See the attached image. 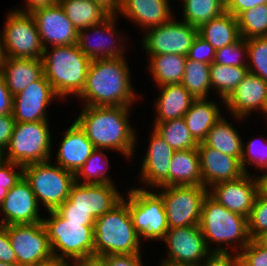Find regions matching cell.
Returning <instances> with one entry per match:
<instances>
[{
	"label": "cell",
	"mask_w": 267,
	"mask_h": 266,
	"mask_svg": "<svg viewBox=\"0 0 267 266\" xmlns=\"http://www.w3.org/2000/svg\"><path fill=\"white\" fill-rule=\"evenodd\" d=\"M129 107L84 105L75 121L96 149H115L130 159L137 135L129 124Z\"/></svg>",
	"instance_id": "1"
},
{
	"label": "cell",
	"mask_w": 267,
	"mask_h": 266,
	"mask_svg": "<svg viewBox=\"0 0 267 266\" xmlns=\"http://www.w3.org/2000/svg\"><path fill=\"white\" fill-rule=\"evenodd\" d=\"M130 75L124 57L92 60L78 97L87 106H132L137 97Z\"/></svg>",
	"instance_id": "2"
},
{
	"label": "cell",
	"mask_w": 267,
	"mask_h": 266,
	"mask_svg": "<svg viewBox=\"0 0 267 266\" xmlns=\"http://www.w3.org/2000/svg\"><path fill=\"white\" fill-rule=\"evenodd\" d=\"M42 56L44 76L50 82L58 99L78 97L85 87L91 61L77 44L52 46ZM49 53V54H48Z\"/></svg>",
	"instance_id": "3"
},
{
	"label": "cell",
	"mask_w": 267,
	"mask_h": 266,
	"mask_svg": "<svg viewBox=\"0 0 267 266\" xmlns=\"http://www.w3.org/2000/svg\"><path fill=\"white\" fill-rule=\"evenodd\" d=\"M141 242L126 199L97 218L94 224V255L138 254Z\"/></svg>",
	"instance_id": "4"
},
{
	"label": "cell",
	"mask_w": 267,
	"mask_h": 266,
	"mask_svg": "<svg viewBox=\"0 0 267 266\" xmlns=\"http://www.w3.org/2000/svg\"><path fill=\"white\" fill-rule=\"evenodd\" d=\"M199 226L207 246L210 243H219V247L211 249V252H229L227 245L236 241L238 249L234 250L239 253L237 250L241 251L251 241L247 217L229 211L209 194L203 201ZM224 244L226 246L223 247Z\"/></svg>",
	"instance_id": "5"
},
{
	"label": "cell",
	"mask_w": 267,
	"mask_h": 266,
	"mask_svg": "<svg viewBox=\"0 0 267 266\" xmlns=\"http://www.w3.org/2000/svg\"><path fill=\"white\" fill-rule=\"evenodd\" d=\"M47 213L50 216L42 219V223L54 258L68 261L94 255V226H83V222L68 221L56 210Z\"/></svg>",
	"instance_id": "6"
},
{
	"label": "cell",
	"mask_w": 267,
	"mask_h": 266,
	"mask_svg": "<svg viewBox=\"0 0 267 266\" xmlns=\"http://www.w3.org/2000/svg\"><path fill=\"white\" fill-rule=\"evenodd\" d=\"M51 142L48 120L16 121L10 142L3 152V158L21 166L51 161Z\"/></svg>",
	"instance_id": "7"
},
{
	"label": "cell",
	"mask_w": 267,
	"mask_h": 266,
	"mask_svg": "<svg viewBox=\"0 0 267 266\" xmlns=\"http://www.w3.org/2000/svg\"><path fill=\"white\" fill-rule=\"evenodd\" d=\"M49 162L23 166V176L29 182L38 203L41 200L46 209L52 211L68 199L75 176L74 173Z\"/></svg>",
	"instance_id": "8"
},
{
	"label": "cell",
	"mask_w": 267,
	"mask_h": 266,
	"mask_svg": "<svg viewBox=\"0 0 267 266\" xmlns=\"http://www.w3.org/2000/svg\"><path fill=\"white\" fill-rule=\"evenodd\" d=\"M128 210L139 239L162 240L169 230L164 203L158 193L145 188L128 191Z\"/></svg>",
	"instance_id": "9"
},
{
	"label": "cell",
	"mask_w": 267,
	"mask_h": 266,
	"mask_svg": "<svg viewBox=\"0 0 267 266\" xmlns=\"http://www.w3.org/2000/svg\"><path fill=\"white\" fill-rule=\"evenodd\" d=\"M3 29L1 40L5 57L42 59L45 48L30 12L11 11Z\"/></svg>",
	"instance_id": "10"
},
{
	"label": "cell",
	"mask_w": 267,
	"mask_h": 266,
	"mask_svg": "<svg viewBox=\"0 0 267 266\" xmlns=\"http://www.w3.org/2000/svg\"><path fill=\"white\" fill-rule=\"evenodd\" d=\"M159 188L162 189L158 194L164 203L169 229L199 225L203 201L208 194L207 188L203 185Z\"/></svg>",
	"instance_id": "11"
},
{
	"label": "cell",
	"mask_w": 267,
	"mask_h": 266,
	"mask_svg": "<svg viewBox=\"0 0 267 266\" xmlns=\"http://www.w3.org/2000/svg\"><path fill=\"white\" fill-rule=\"evenodd\" d=\"M6 230L20 266H36L54 258L42 222L8 225Z\"/></svg>",
	"instance_id": "12"
},
{
	"label": "cell",
	"mask_w": 267,
	"mask_h": 266,
	"mask_svg": "<svg viewBox=\"0 0 267 266\" xmlns=\"http://www.w3.org/2000/svg\"><path fill=\"white\" fill-rule=\"evenodd\" d=\"M168 247L163 263L176 266H199L212 252L199 225L169 229L162 239Z\"/></svg>",
	"instance_id": "13"
},
{
	"label": "cell",
	"mask_w": 267,
	"mask_h": 266,
	"mask_svg": "<svg viewBox=\"0 0 267 266\" xmlns=\"http://www.w3.org/2000/svg\"><path fill=\"white\" fill-rule=\"evenodd\" d=\"M142 47L148 55L178 54L187 56L198 28L174 18L163 25L151 28L144 33Z\"/></svg>",
	"instance_id": "14"
},
{
	"label": "cell",
	"mask_w": 267,
	"mask_h": 266,
	"mask_svg": "<svg viewBox=\"0 0 267 266\" xmlns=\"http://www.w3.org/2000/svg\"><path fill=\"white\" fill-rule=\"evenodd\" d=\"M123 199L113 184H81L75 182L66 199L57 209H81L95 219L111 210Z\"/></svg>",
	"instance_id": "15"
},
{
	"label": "cell",
	"mask_w": 267,
	"mask_h": 266,
	"mask_svg": "<svg viewBox=\"0 0 267 266\" xmlns=\"http://www.w3.org/2000/svg\"><path fill=\"white\" fill-rule=\"evenodd\" d=\"M244 174L234 181H222L211 186L208 194L229 211L248 218L259 190L261 177Z\"/></svg>",
	"instance_id": "16"
},
{
	"label": "cell",
	"mask_w": 267,
	"mask_h": 266,
	"mask_svg": "<svg viewBox=\"0 0 267 266\" xmlns=\"http://www.w3.org/2000/svg\"><path fill=\"white\" fill-rule=\"evenodd\" d=\"M35 19L42 44L50 46L77 44L78 30L66 16L59 2L30 12ZM47 43V44H46Z\"/></svg>",
	"instance_id": "17"
},
{
	"label": "cell",
	"mask_w": 267,
	"mask_h": 266,
	"mask_svg": "<svg viewBox=\"0 0 267 266\" xmlns=\"http://www.w3.org/2000/svg\"><path fill=\"white\" fill-rule=\"evenodd\" d=\"M0 212L3 213L2 226L33 224L43 219L36 196L24 176L7 192Z\"/></svg>",
	"instance_id": "18"
},
{
	"label": "cell",
	"mask_w": 267,
	"mask_h": 266,
	"mask_svg": "<svg viewBox=\"0 0 267 266\" xmlns=\"http://www.w3.org/2000/svg\"><path fill=\"white\" fill-rule=\"evenodd\" d=\"M58 97L44 74L13 97L12 115L17 122L48 120L46 108Z\"/></svg>",
	"instance_id": "19"
},
{
	"label": "cell",
	"mask_w": 267,
	"mask_h": 266,
	"mask_svg": "<svg viewBox=\"0 0 267 266\" xmlns=\"http://www.w3.org/2000/svg\"><path fill=\"white\" fill-rule=\"evenodd\" d=\"M116 17L117 15L111 14L103 22L78 31L77 45L81 52L90 60L124 57V45L121 46V43H117L118 41H122V38L119 40L116 35L117 32L114 26ZM89 30H93L92 32H94L93 34L95 36L99 34L96 38L93 37L95 40L93 44L89 41L92 38L89 32H87ZM116 38L117 42L115 40ZM96 39L98 42H96Z\"/></svg>",
	"instance_id": "20"
},
{
	"label": "cell",
	"mask_w": 267,
	"mask_h": 266,
	"mask_svg": "<svg viewBox=\"0 0 267 266\" xmlns=\"http://www.w3.org/2000/svg\"><path fill=\"white\" fill-rule=\"evenodd\" d=\"M202 185L208 189L222 181H234L242 177L241 161L236 157L222 154L217 149L200 142L198 147Z\"/></svg>",
	"instance_id": "21"
},
{
	"label": "cell",
	"mask_w": 267,
	"mask_h": 266,
	"mask_svg": "<svg viewBox=\"0 0 267 266\" xmlns=\"http://www.w3.org/2000/svg\"><path fill=\"white\" fill-rule=\"evenodd\" d=\"M266 102L267 82L249 72L223 104L235 119L241 120L257 109L263 111Z\"/></svg>",
	"instance_id": "22"
},
{
	"label": "cell",
	"mask_w": 267,
	"mask_h": 266,
	"mask_svg": "<svg viewBox=\"0 0 267 266\" xmlns=\"http://www.w3.org/2000/svg\"><path fill=\"white\" fill-rule=\"evenodd\" d=\"M175 150L154 130L149 148L141 164L140 178L153 188L169 186V167ZM156 186V187H155Z\"/></svg>",
	"instance_id": "23"
},
{
	"label": "cell",
	"mask_w": 267,
	"mask_h": 266,
	"mask_svg": "<svg viewBox=\"0 0 267 266\" xmlns=\"http://www.w3.org/2000/svg\"><path fill=\"white\" fill-rule=\"evenodd\" d=\"M96 148L76 121L67 128L56 154L57 165L76 173Z\"/></svg>",
	"instance_id": "24"
},
{
	"label": "cell",
	"mask_w": 267,
	"mask_h": 266,
	"mask_svg": "<svg viewBox=\"0 0 267 266\" xmlns=\"http://www.w3.org/2000/svg\"><path fill=\"white\" fill-rule=\"evenodd\" d=\"M169 6L168 0H122L118 14L124 15L147 31L173 18L174 14Z\"/></svg>",
	"instance_id": "25"
},
{
	"label": "cell",
	"mask_w": 267,
	"mask_h": 266,
	"mask_svg": "<svg viewBox=\"0 0 267 266\" xmlns=\"http://www.w3.org/2000/svg\"><path fill=\"white\" fill-rule=\"evenodd\" d=\"M1 74L9 91L15 96L44 74L43 62L38 58L5 57Z\"/></svg>",
	"instance_id": "26"
},
{
	"label": "cell",
	"mask_w": 267,
	"mask_h": 266,
	"mask_svg": "<svg viewBox=\"0 0 267 266\" xmlns=\"http://www.w3.org/2000/svg\"><path fill=\"white\" fill-rule=\"evenodd\" d=\"M161 87V94L159 95L156 104L157 117L155 122H164L182 118L189 110L195 98L191 93L179 84H168Z\"/></svg>",
	"instance_id": "27"
},
{
	"label": "cell",
	"mask_w": 267,
	"mask_h": 266,
	"mask_svg": "<svg viewBox=\"0 0 267 266\" xmlns=\"http://www.w3.org/2000/svg\"><path fill=\"white\" fill-rule=\"evenodd\" d=\"M222 116L218 104L213 100L195 99L183 118L193 138L200 143Z\"/></svg>",
	"instance_id": "28"
},
{
	"label": "cell",
	"mask_w": 267,
	"mask_h": 266,
	"mask_svg": "<svg viewBox=\"0 0 267 266\" xmlns=\"http://www.w3.org/2000/svg\"><path fill=\"white\" fill-rule=\"evenodd\" d=\"M202 185L197 148L176 150L169 167V186Z\"/></svg>",
	"instance_id": "29"
},
{
	"label": "cell",
	"mask_w": 267,
	"mask_h": 266,
	"mask_svg": "<svg viewBox=\"0 0 267 266\" xmlns=\"http://www.w3.org/2000/svg\"><path fill=\"white\" fill-rule=\"evenodd\" d=\"M198 34L215 50L235 43L241 37L237 18L226 11L219 17L203 23L198 28Z\"/></svg>",
	"instance_id": "30"
},
{
	"label": "cell",
	"mask_w": 267,
	"mask_h": 266,
	"mask_svg": "<svg viewBox=\"0 0 267 266\" xmlns=\"http://www.w3.org/2000/svg\"><path fill=\"white\" fill-rule=\"evenodd\" d=\"M58 2L78 31L99 24L111 15L94 0H58Z\"/></svg>",
	"instance_id": "31"
},
{
	"label": "cell",
	"mask_w": 267,
	"mask_h": 266,
	"mask_svg": "<svg viewBox=\"0 0 267 266\" xmlns=\"http://www.w3.org/2000/svg\"><path fill=\"white\" fill-rule=\"evenodd\" d=\"M149 58V69L157 86L181 83L187 56L162 54L149 55Z\"/></svg>",
	"instance_id": "32"
},
{
	"label": "cell",
	"mask_w": 267,
	"mask_h": 266,
	"mask_svg": "<svg viewBox=\"0 0 267 266\" xmlns=\"http://www.w3.org/2000/svg\"><path fill=\"white\" fill-rule=\"evenodd\" d=\"M238 133L223 116L209 130L203 142L222 154L236 157L241 161L243 142Z\"/></svg>",
	"instance_id": "33"
},
{
	"label": "cell",
	"mask_w": 267,
	"mask_h": 266,
	"mask_svg": "<svg viewBox=\"0 0 267 266\" xmlns=\"http://www.w3.org/2000/svg\"><path fill=\"white\" fill-rule=\"evenodd\" d=\"M153 130L175 151L197 148L199 143L193 138L184 118L164 122H154Z\"/></svg>",
	"instance_id": "34"
},
{
	"label": "cell",
	"mask_w": 267,
	"mask_h": 266,
	"mask_svg": "<svg viewBox=\"0 0 267 266\" xmlns=\"http://www.w3.org/2000/svg\"><path fill=\"white\" fill-rule=\"evenodd\" d=\"M249 73L247 66H225L213 62L210 65V82L223 102Z\"/></svg>",
	"instance_id": "35"
},
{
	"label": "cell",
	"mask_w": 267,
	"mask_h": 266,
	"mask_svg": "<svg viewBox=\"0 0 267 266\" xmlns=\"http://www.w3.org/2000/svg\"><path fill=\"white\" fill-rule=\"evenodd\" d=\"M210 65L187 59L181 84L195 99H208L211 86Z\"/></svg>",
	"instance_id": "36"
},
{
	"label": "cell",
	"mask_w": 267,
	"mask_h": 266,
	"mask_svg": "<svg viewBox=\"0 0 267 266\" xmlns=\"http://www.w3.org/2000/svg\"><path fill=\"white\" fill-rule=\"evenodd\" d=\"M183 1V21L199 28L203 23L219 17L226 11L221 0H181Z\"/></svg>",
	"instance_id": "37"
},
{
	"label": "cell",
	"mask_w": 267,
	"mask_h": 266,
	"mask_svg": "<svg viewBox=\"0 0 267 266\" xmlns=\"http://www.w3.org/2000/svg\"><path fill=\"white\" fill-rule=\"evenodd\" d=\"M107 158L104 149H95L83 166L74 174L75 182L81 184H113V180L106 174L108 170L106 167L109 166ZM79 178L81 180L83 178V182Z\"/></svg>",
	"instance_id": "38"
},
{
	"label": "cell",
	"mask_w": 267,
	"mask_h": 266,
	"mask_svg": "<svg viewBox=\"0 0 267 266\" xmlns=\"http://www.w3.org/2000/svg\"><path fill=\"white\" fill-rule=\"evenodd\" d=\"M236 18L242 38L267 36V4L245 10Z\"/></svg>",
	"instance_id": "39"
},
{
	"label": "cell",
	"mask_w": 267,
	"mask_h": 266,
	"mask_svg": "<svg viewBox=\"0 0 267 266\" xmlns=\"http://www.w3.org/2000/svg\"><path fill=\"white\" fill-rule=\"evenodd\" d=\"M248 46L249 72L267 82V36L245 39Z\"/></svg>",
	"instance_id": "40"
},
{
	"label": "cell",
	"mask_w": 267,
	"mask_h": 266,
	"mask_svg": "<svg viewBox=\"0 0 267 266\" xmlns=\"http://www.w3.org/2000/svg\"><path fill=\"white\" fill-rule=\"evenodd\" d=\"M247 222L251 240L257 239L267 231V192L263 188L256 196Z\"/></svg>",
	"instance_id": "41"
},
{
	"label": "cell",
	"mask_w": 267,
	"mask_h": 266,
	"mask_svg": "<svg viewBox=\"0 0 267 266\" xmlns=\"http://www.w3.org/2000/svg\"><path fill=\"white\" fill-rule=\"evenodd\" d=\"M247 52V41L240 37L235 43L216 50L213 62L225 66H247V62L242 59L244 55H248Z\"/></svg>",
	"instance_id": "42"
},
{
	"label": "cell",
	"mask_w": 267,
	"mask_h": 266,
	"mask_svg": "<svg viewBox=\"0 0 267 266\" xmlns=\"http://www.w3.org/2000/svg\"><path fill=\"white\" fill-rule=\"evenodd\" d=\"M244 145L245 144L243 143L241 165L245 174H249V172L246 169L247 163L248 165L251 164L255 165L257 169H263L264 171L267 170V146H266L267 144L263 145L264 147L260 148V150H257L259 148L256 147L257 143L255 144V140L248 141L245 147Z\"/></svg>",
	"instance_id": "43"
},
{
	"label": "cell",
	"mask_w": 267,
	"mask_h": 266,
	"mask_svg": "<svg viewBox=\"0 0 267 266\" xmlns=\"http://www.w3.org/2000/svg\"><path fill=\"white\" fill-rule=\"evenodd\" d=\"M238 254L241 266H267V248L257 239L251 240Z\"/></svg>",
	"instance_id": "44"
},
{
	"label": "cell",
	"mask_w": 267,
	"mask_h": 266,
	"mask_svg": "<svg viewBox=\"0 0 267 266\" xmlns=\"http://www.w3.org/2000/svg\"><path fill=\"white\" fill-rule=\"evenodd\" d=\"M215 49L199 34L193 41L187 54V59L212 64L215 57Z\"/></svg>",
	"instance_id": "45"
},
{
	"label": "cell",
	"mask_w": 267,
	"mask_h": 266,
	"mask_svg": "<svg viewBox=\"0 0 267 266\" xmlns=\"http://www.w3.org/2000/svg\"><path fill=\"white\" fill-rule=\"evenodd\" d=\"M20 170V171H16ZM23 176V166L7 160L0 162V187L10 190Z\"/></svg>",
	"instance_id": "46"
},
{
	"label": "cell",
	"mask_w": 267,
	"mask_h": 266,
	"mask_svg": "<svg viewBox=\"0 0 267 266\" xmlns=\"http://www.w3.org/2000/svg\"><path fill=\"white\" fill-rule=\"evenodd\" d=\"M199 266H241V260L238 253L212 252Z\"/></svg>",
	"instance_id": "47"
},
{
	"label": "cell",
	"mask_w": 267,
	"mask_h": 266,
	"mask_svg": "<svg viewBox=\"0 0 267 266\" xmlns=\"http://www.w3.org/2000/svg\"><path fill=\"white\" fill-rule=\"evenodd\" d=\"M16 120L12 114L0 116V150L4 152L13 134Z\"/></svg>",
	"instance_id": "48"
},
{
	"label": "cell",
	"mask_w": 267,
	"mask_h": 266,
	"mask_svg": "<svg viewBox=\"0 0 267 266\" xmlns=\"http://www.w3.org/2000/svg\"><path fill=\"white\" fill-rule=\"evenodd\" d=\"M141 253L111 254L106 256L108 266H143Z\"/></svg>",
	"instance_id": "49"
},
{
	"label": "cell",
	"mask_w": 267,
	"mask_h": 266,
	"mask_svg": "<svg viewBox=\"0 0 267 266\" xmlns=\"http://www.w3.org/2000/svg\"><path fill=\"white\" fill-rule=\"evenodd\" d=\"M68 221L83 222V226H94L96 219L81 209H56Z\"/></svg>",
	"instance_id": "50"
},
{
	"label": "cell",
	"mask_w": 267,
	"mask_h": 266,
	"mask_svg": "<svg viewBox=\"0 0 267 266\" xmlns=\"http://www.w3.org/2000/svg\"><path fill=\"white\" fill-rule=\"evenodd\" d=\"M0 261L7 263H17L15 252L10 245L6 226L0 225Z\"/></svg>",
	"instance_id": "51"
},
{
	"label": "cell",
	"mask_w": 267,
	"mask_h": 266,
	"mask_svg": "<svg viewBox=\"0 0 267 266\" xmlns=\"http://www.w3.org/2000/svg\"><path fill=\"white\" fill-rule=\"evenodd\" d=\"M263 4H267V0H231L226 5V12L237 17L241 12Z\"/></svg>",
	"instance_id": "52"
},
{
	"label": "cell",
	"mask_w": 267,
	"mask_h": 266,
	"mask_svg": "<svg viewBox=\"0 0 267 266\" xmlns=\"http://www.w3.org/2000/svg\"><path fill=\"white\" fill-rule=\"evenodd\" d=\"M13 97L0 73V116L12 114Z\"/></svg>",
	"instance_id": "53"
},
{
	"label": "cell",
	"mask_w": 267,
	"mask_h": 266,
	"mask_svg": "<svg viewBox=\"0 0 267 266\" xmlns=\"http://www.w3.org/2000/svg\"><path fill=\"white\" fill-rule=\"evenodd\" d=\"M74 261V262H73ZM73 266H108L106 256L90 255L72 260ZM72 266V264H70Z\"/></svg>",
	"instance_id": "54"
},
{
	"label": "cell",
	"mask_w": 267,
	"mask_h": 266,
	"mask_svg": "<svg viewBox=\"0 0 267 266\" xmlns=\"http://www.w3.org/2000/svg\"><path fill=\"white\" fill-rule=\"evenodd\" d=\"M25 9L20 10L22 12H32L33 10L41 7L51 6L58 2V0H26Z\"/></svg>",
	"instance_id": "55"
},
{
	"label": "cell",
	"mask_w": 267,
	"mask_h": 266,
	"mask_svg": "<svg viewBox=\"0 0 267 266\" xmlns=\"http://www.w3.org/2000/svg\"><path fill=\"white\" fill-rule=\"evenodd\" d=\"M107 9L111 14L117 15L122 0H94Z\"/></svg>",
	"instance_id": "56"
},
{
	"label": "cell",
	"mask_w": 267,
	"mask_h": 266,
	"mask_svg": "<svg viewBox=\"0 0 267 266\" xmlns=\"http://www.w3.org/2000/svg\"><path fill=\"white\" fill-rule=\"evenodd\" d=\"M36 266H70L69 261L53 258Z\"/></svg>",
	"instance_id": "57"
},
{
	"label": "cell",
	"mask_w": 267,
	"mask_h": 266,
	"mask_svg": "<svg viewBox=\"0 0 267 266\" xmlns=\"http://www.w3.org/2000/svg\"><path fill=\"white\" fill-rule=\"evenodd\" d=\"M4 59H5V55H4V50H3V45H2L1 35H0V73H1V70L3 69Z\"/></svg>",
	"instance_id": "58"
},
{
	"label": "cell",
	"mask_w": 267,
	"mask_h": 266,
	"mask_svg": "<svg viewBox=\"0 0 267 266\" xmlns=\"http://www.w3.org/2000/svg\"><path fill=\"white\" fill-rule=\"evenodd\" d=\"M257 240L267 248V231L257 238Z\"/></svg>",
	"instance_id": "59"
},
{
	"label": "cell",
	"mask_w": 267,
	"mask_h": 266,
	"mask_svg": "<svg viewBox=\"0 0 267 266\" xmlns=\"http://www.w3.org/2000/svg\"><path fill=\"white\" fill-rule=\"evenodd\" d=\"M8 190L4 189L3 187H0V209L2 207L3 204V200L5 198V196L7 195Z\"/></svg>",
	"instance_id": "60"
},
{
	"label": "cell",
	"mask_w": 267,
	"mask_h": 266,
	"mask_svg": "<svg viewBox=\"0 0 267 266\" xmlns=\"http://www.w3.org/2000/svg\"><path fill=\"white\" fill-rule=\"evenodd\" d=\"M262 179V188L267 192V172L261 176Z\"/></svg>",
	"instance_id": "61"
},
{
	"label": "cell",
	"mask_w": 267,
	"mask_h": 266,
	"mask_svg": "<svg viewBox=\"0 0 267 266\" xmlns=\"http://www.w3.org/2000/svg\"><path fill=\"white\" fill-rule=\"evenodd\" d=\"M0 266H20V265L17 263H7V262L0 261Z\"/></svg>",
	"instance_id": "62"
},
{
	"label": "cell",
	"mask_w": 267,
	"mask_h": 266,
	"mask_svg": "<svg viewBox=\"0 0 267 266\" xmlns=\"http://www.w3.org/2000/svg\"><path fill=\"white\" fill-rule=\"evenodd\" d=\"M4 158H3V152L0 150V162L3 161Z\"/></svg>",
	"instance_id": "63"
},
{
	"label": "cell",
	"mask_w": 267,
	"mask_h": 266,
	"mask_svg": "<svg viewBox=\"0 0 267 266\" xmlns=\"http://www.w3.org/2000/svg\"><path fill=\"white\" fill-rule=\"evenodd\" d=\"M160 266H176V265H170V264L161 262V265Z\"/></svg>",
	"instance_id": "64"
},
{
	"label": "cell",
	"mask_w": 267,
	"mask_h": 266,
	"mask_svg": "<svg viewBox=\"0 0 267 266\" xmlns=\"http://www.w3.org/2000/svg\"><path fill=\"white\" fill-rule=\"evenodd\" d=\"M262 112L266 113L265 115L267 116V102H266L265 108H264V110Z\"/></svg>",
	"instance_id": "65"
},
{
	"label": "cell",
	"mask_w": 267,
	"mask_h": 266,
	"mask_svg": "<svg viewBox=\"0 0 267 266\" xmlns=\"http://www.w3.org/2000/svg\"><path fill=\"white\" fill-rule=\"evenodd\" d=\"M225 5H227L231 0H221Z\"/></svg>",
	"instance_id": "66"
}]
</instances>
